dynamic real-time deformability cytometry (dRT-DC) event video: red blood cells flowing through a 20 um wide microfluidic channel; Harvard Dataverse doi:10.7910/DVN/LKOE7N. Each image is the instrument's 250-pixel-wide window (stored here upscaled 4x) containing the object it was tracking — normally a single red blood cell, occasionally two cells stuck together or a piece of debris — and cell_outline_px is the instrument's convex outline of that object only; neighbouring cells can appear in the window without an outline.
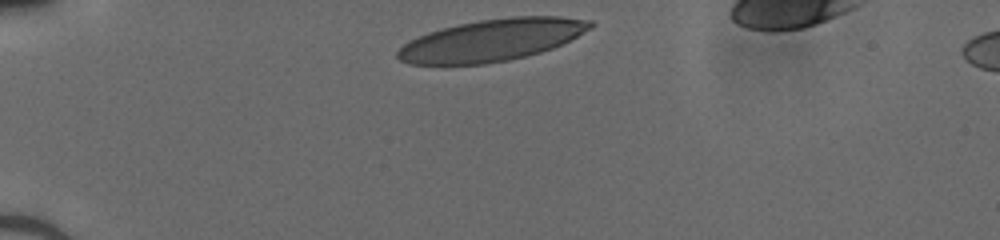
{"species": "human", "species_latin": "Homo sapiens", "temperature_condition": "cold", "stored_images_in_passage": 30, "camera_frame_rate_fps": 3000, "um_per_image_px": 0.085, "donor": {"sex": "male"}, "frame": {"image": 1, "passage_image": 1, "time_ms": 0.0, "image_size_px": [1000, 240], "cell_outline_px": [[596, 24], [592, 28], [552, 48], [540, 52], [508, 60], [484, 64], [412, 64], [400, 60], [396, 56], [396, 52], [408, 40], [428, 32], [460, 24], [480, 20], [512, 16], [560, 16], [592, 20]], "centroid_in_image_um": [41.81, 3.4], "position_along_channel_um": 43.2, "area_um2": 46.76}}
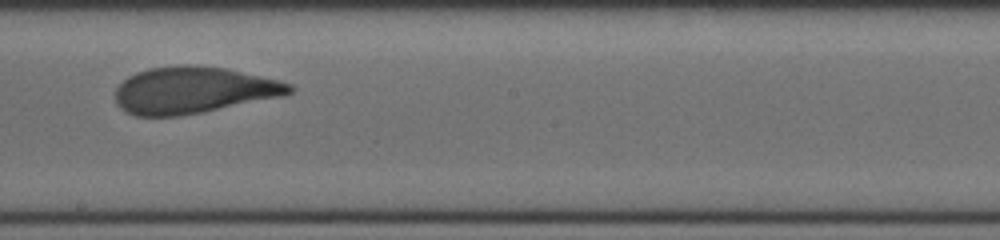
{"frame": {"image": 2, "passage_image": 18, "time_ms": 5.667, "image_size_px": [1000, 240], "cell_outline_px": [[296, 88], [292, 92], [284, 96], [180, 116], [136, 116], [124, 112], [116, 104], [116, 88], [128, 76], [136, 72], [148, 68], [184, 64], [196, 64], [224, 68], [280, 80], [292, 84]], "centroid_in_image_um": [16.43, 7.66], "position_along_channel_um": 231.8, "area_um2": 47.63}}
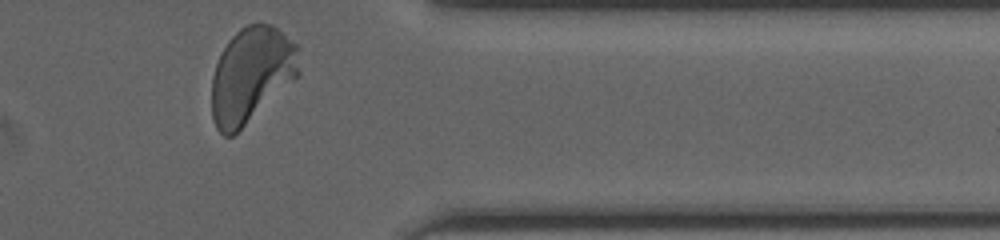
{"frame": {"image": 3, "passage_image": 30, "time_ms": 9.667, "image_size_px": [1000, 240], "cell_outline_px": [[300, 76], [232, 136], [224, 136], [216, 128], [212, 116], [212, 76], [216, 64], [228, 40], [240, 28], [248, 24], [260, 20], [272, 24], [296, 44], [300, 72]], "centroid_in_image_um": [21.37, 6.34], "position_along_channel_um": 390.0, "area_um2": 48.73}}